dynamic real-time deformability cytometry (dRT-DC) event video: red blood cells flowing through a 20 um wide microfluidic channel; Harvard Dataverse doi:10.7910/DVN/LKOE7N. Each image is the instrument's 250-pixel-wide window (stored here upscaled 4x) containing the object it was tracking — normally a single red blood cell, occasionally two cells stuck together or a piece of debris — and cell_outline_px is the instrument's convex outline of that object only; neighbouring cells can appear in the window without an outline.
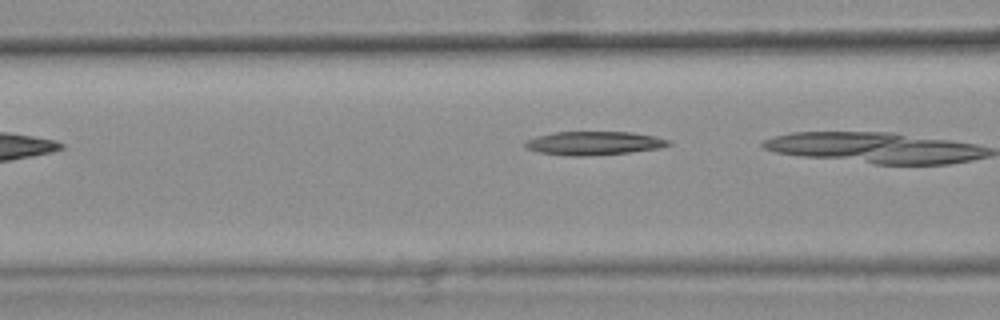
{"species": "common noctule bat (a hibernating species)", "species_latin": "Nyctalus noctula", "temperature_condition": "warm", "stored_images_in_passage": 4, "camera_frame_rate_fps": 3000, "um_per_image_px": 0.085, "animal": {"sex": "female", "body_mass_g": 25.1}, "frame": {"image": 1, "passage_image": 4, "time_ms": 1.0, "image_size_px": [1000, 320], "cell_outline_px": [[672, 144], [660, 148], [628, 152], [584, 156], [568, 156], [540, 152], [524, 148], [524, 144], [528, 140], [536, 136], [552, 132], [632, 132], [656, 136], [668, 140]], "centroid_in_image_um": [50.47, 12.16], "position_along_channel_um": 116.1, "area_um2": 19.65}}